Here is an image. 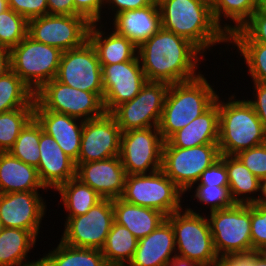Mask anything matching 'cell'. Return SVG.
<instances>
[{
    "label": "cell",
    "instance_id": "6da1fadb",
    "mask_svg": "<svg viewBox=\"0 0 266 266\" xmlns=\"http://www.w3.org/2000/svg\"><path fill=\"white\" fill-rule=\"evenodd\" d=\"M147 81L174 84L192 80L201 50L188 39L161 28L138 47ZM196 75V76H195Z\"/></svg>",
    "mask_w": 266,
    "mask_h": 266
},
{
    "label": "cell",
    "instance_id": "7a4b0ae2",
    "mask_svg": "<svg viewBox=\"0 0 266 266\" xmlns=\"http://www.w3.org/2000/svg\"><path fill=\"white\" fill-rule=\"evenodd\" d=\"M162 28L182 36L202 52L229 36L214 21L211 4L205 0H157Z\"/></svg>",
    "mask_w": 266,
    "mask_h": 266
},
{
    "label": "cell",
    "instance_id": "3957f363",
    "mask_svg": "<svg viewBox=\"0 0 266 266\" xmlns=\"http://www.w3.org/2000/svg\"><path fill=\"white\" fill-rule=\"evenodd\" d=\"M217 94L203 75L184 82L170 84L158 129L164 141L204 113Z\"/></svg>",
    "mask_w": 266,
    "mask_h": 266
},
{
    "label": "cell",
    "instance_id": "277c9868",
    "mask_svg": "<svg viewBox=\"0 0 266 266\" xmlns=\"http://www.w3.org/2000/svg\"><path fill=\"white\" fill-rule=\"evenodd\" d=\"M266 143V128L247 100L219 103L220 155H236Z\"/></svg>",
    "mask_w": 266,
    "mask_h": 266
},
{
    "label": "cell",
    "instance_id": "5b68a950",
    "mask_svg": "<svg viewBox=\"0 0 266 266\" xmlns=\"http://www.w3.org/2000/svg\"><path fill=\"white\" fill-rule=\"evenodd\" d=\"M180 211L166 217L173 227L175 245L180 252L176 256L194 261L200 266L217 264L219 257L214 249L208 219L190 208L182 215Z\"/></svg>",
    "mask_w": 266,
    "mask_h": 266
},
{
    "label": "cell",
    "instance_id": "8992f818",
    "mask_svg": "<svg viewBox=\"0 0 266 266\" xmlns=\"http://www.w3.org/2000/svg\"><path fill=\"white\" fill-rule=\"evenodd\" d=\"M62 51L28 35L10 50L11 70L36 93L58 72Z\"/></svg>",
    "mask_w": 266,
    "mask_h": 266
},
{
    "label": "cell",
    "instance_id": "52a82bcc",
    "mask_svg": "<svg viewBox=\"0 0 266 266\" xmlns=\"http://www.w3.org/2000/svg\"><path fill=\"white\" fill-rule=\"evenodd\" d=\"M182 193L184 192L160 169L149 174L127 175L120 198L170 216L175 211L182 210L180 204Z\"/></svg>",
    "mask_w": 266,
    "mask_h": 266
},
{
    "label": "cell",
    "instance_id": "ba28073f",
    "mask_svg": "<svg viewBox=\"0 0 266 266\" xmlns=\"http://www.w3.org/2000/svg\"><path fill=\"white\" fill-rule=\"evenodd\" d=\"M34 110H49L87 121L103 116V100L93 92L65 85L55 78L35 93Z\"/></svg>",
    "mask_w": 266,
    "mask_h": 266
},
{
    "label": "cell",
    "instance_id": "9c48e42d",
    "mask_svg": "<svg viewBox=\"0 0 266 266\" xmlns=\"http://www.w3.org/2000/svg\"><path fill=\"white\" fill-rule=\"evenodd\" d=\"M219 158L218 144L179 148L167 140L163 144L161 170L183 192H186Z\"/></svg>",
    "mask_w": 266,
    "mask_h": 266
},
{
    "label": "cell",
    "instance_id": "30bf717a",
    "mask_svg": "<svg viewBox=\"0 0 266 266\" xmlns=\"http://www.w3.org/2000/svg\"><path fill=\"white\" fill-rule=\"evenodd\" d=\"M208 221L218 257L252 251L251 204L235 203L212 211Z\"/></svg>",
    "mask_w": 266,
    "mask_h": 266
},
{
    "label": "cell",
    "instance_id": "8fae6325",
    "mask_svg": "<svg viewBox=\"0 0 266 266\" xmlns=\"http://www.w3.org/2000/svg\"><path fill=\"white\" fill-rule=\"evenodd\" d=\"M169 86L166 82L147 81L131 101L117 106L110 114L121 132L158 127Z\"/></svg>",
    "mask_w": 266,
    "mask_h": 266
},
{
    "label": "cell",
    "instance_id": "7c38bea8",
    "mask_svg": "<svg viewBox=\"0 0 266 266\" xmlns=\"http://www.w3.org/2000/svg\"><path fill=\"white\" fill-rule=\"evenodd\" d=\"M91 23L82 15H44L28 21L27 35L60 49L79 48L88 40Z\"/></svg>",
    "mask_w": 266,
    "mask_h": 266
},
{
    "label": "cell",
    "instance_id": "4fadbf2b",
    "mask_svg": "<svg viewBox=\"0 0 266 266\" xmlns=\"http://www.w3.org/2000/svg\"><path fill=\"white\" fill-rule=\"evenodd\" d=\"M163 144L158 127L122 132L120 159L126 174H146L149 167L150 173L160 170Z\"/></svg>",
    "mask_w": 266,
    "mask_h": 266
},
{
    "label": "cell",
    "instance_id": "5bb4252c",
    "mask_svg": "<svg viewBox=\"0 0 266 266\" xmlns=\"http://www.w3.org/2000/svg\"><path fill=\"white\" fill-rule=\"evenodd\" d=\"M55 79L72 88L104 95L102 66L87 40L81 47L62 52Z\"/></svg>",
    "mask_w": 266,
    "mask_h": 266
},
{
    "label": "cell",
    "instance_id": "9a60e30c",
    "mask_svg": "<svg viewBox=\"0 0 266 266\" xmlns=\"http://www.w3.org/2000/svg\"><path fill=\"white\" fill-rule=\"evenodd\" d=\"M62 242L79 248L101 250L114 222L113 200L102 199L86 214L69 217Z\"/></svg>",
    "mask_w": 266,
    "mask_h": 266
},
{
    "label": "cell",
    "instance_id": "2e32d148",
    "mask_svg": "<svg viewBox=\"0 0 266 266\" xmlns=\"http://www.w3.org/2000/svg\"><path fill=\"white\" fill-rule=\"evenodd\" d=\"M101 66L106 113H111L120 104L131 101L147 82L138 55L127 62Z\"/></svg>",
    "mask_w": 266,
    "mask_h": 266
},
{
    "label": "cell",
    "instance_id": "e0dca14e",
    "mask_svg": "<svg viewBox=\"0 0 266 266\" xmlns=\"http://www.w3.org/2000/svg\"><path fill=\"white\" fill-rule=\"evenodd\" d=\"M121 133L120 127L110 113L84 121L76 167L80 163L120 156Z\"/></svg>",
    "mask_w": 266,
    "mask_h": 266
},
{
    "label": "cell",
    "instance_id": "ac0fdd59",
    "mask_svg": "<svg viewBox=\"0 0 266 266\" xmlns=\"http://www.w3.org/2000/svg\"><path fill=\"white\" fill-rule=\"evenodd\" d=\"M38 191L0 194V220L4 227L30 231L37 237L45 204Z\"/></svg>",
    "mask_w": 266,
    "mask_h": 266
},
{
    "label": "cell",
    "instance_id": "d6986e66",
    "mask_svg": "<svg viewBox=\"0 0 266 266\" xmlns=\"http://www.w3.org/2000/svg\"><path fill=\"white\" fill-rule=\"evenodd\" d=\"M126 176L120 156L80 163L76 167V178L91 187L103 199L120 198L124 190Z\"/></svg>",
    "mask_w": 266,
    "mask_h": 266
},
{
    "label": "cell",
    "instance_id": "ffe728a7",
    "mask_svg": "<svg viewBox=\"0 0 266 266\" xmlns=\"http://www.w3.org/2000/svg\"><path fill=\"white\" fill-rule=\"evenodd\" d=\"M40 161L37 167L41 183L47 189H57L61 184L76 177L75 161L64 153L56 140L43 131L39 141Z\"/></svg>",
    "mask_w": 266,
    "mask_h": 266
},
{
    "label": "cell",
    "instance_id": "44dd1931",
    "mask_svg": "<svg viewBox=\"0 0 266 266\" xmlns=\"http://www.w3.org/2000/svg\"><path fill=\"white\" fill-rule=\"evenodd\" d=\"M114 17L115 32L129 39L137 47L162 28L157 0L139 9L117 13Z\"/></svg>",
    "mask_w": 266,
    "mask_h": 266
},
{
    "label": "cell",
    "instance_id": "7402d4cb",
    "mask_svg": "<svg viewBox=\"0 0 266 266\" xmlns=\"http://www.w3.org/2000/svg\"><path fill=\"white\" fill-rule=\"evenodd\" d=\"M174 230L166 219L153 232L138 240L129 266H165L176 257ZM174 250V251H173Z\"/></svg>",
    "mask_w": 266,
    "mask_h": 266
},
{
    "label": "cell",
    "instance_id": "603a6c76",
    "mask_svg": "<svg viewBox=\"0 0 266 266\" xmlns=\"http://www.w3.org/2000/svg\"><path fill=\"white\" fill-rule=\"evenodd\" d=\"M34 117L43 131L52 136L58 146L75 162L78 160L84 121L76 124L77 118L49 110H34Z\"/></svg>",
    "mask_w": 266,
    "mask_h": 266
},
{
    "label": "cell",
    "instance_id": "cb8c5ba5",
    "mask_svg": "<svg viewBox=\"0 0 266 266\" xmlns=\"http://www.w3.org/2000/svg\"><path fill=\"white\" fill-rule=\"evenodd\" d=\"M219 97L199 117L174 133L168 141L179 148H191L205 144H218Z\"/></svg>",
    "mask_w": 266,
    "mask_h": 266
},
{
    "label": "cell",
    "instance_id": "d4e9b609",
    "mask_svg": "<svg viewBox=\"0 0 266 266\" xmlns=\"http://www.w3.org/2000/svg\"><path fill=\"white\" fill-rule=\"evenodd\" d=\"M113 208L114 221L125 226L138 240L153 232L167 217L156 209L131 204L121 198L113 199Z\"/></svg>",
    "mask_w": 266,
    "mask_h": 266
},
{
    "label": "cell",
    "instance_id": "484cf974",
    "mask_svg": "<svg viewBox=\"0 0 266 266\" xmlns=\"http://www.w3.org/2000/svg\"><path fill=\"white\" fill-rule=\"evenodd\" d=\"M45 188L37 168L22 162L9 152H0V194L37 191Z\"/></svg>",
    "mask_w": 266,
    "mask_h": 266
},
{
    "label": "cell",
    "instance_id": "4316f807",
    "mask_svg": "<svg viewBox=\"0 0 266 266\" xmlns=\"http://www.w3.org/2000/svg\"><path fill=\"white\" fill-rule=\"evenodd\" d=\"M97 23H91L88 31V41L95 48L101 65H111L133 60L138 47L129 39L115 31L104 37L102 31L96 29Z\"/></svg>",
    "mask_w": 266,
    "mask_h": 266
},
{
    "label": "cell",
    "instance_id": "83f0119b",
    "mask_svg": "<svg viewBox=\"0 0 266 266\" xmlns=\"http://www.w3.org/2000/svg\"><path fill=\"white\" fill-rule=\"evenodd\" d=\"M36 239L30 231L4 227L0 233V266H39L40 259L27 264L22 262Z\"/></svg>",
    "mask_w": 266,
    "mask_h": 266
},
{
    "label": "cell",
    "instance_id": "f1b7e54d",
    "mask_svg": "<svg viewBox=\"0 0 266 266\" xmlns=\"http://www.w3.org/2000/svg\"><path fill=\"white\" fill-rule=\"evenodd\" d=\"M40 266H109L101 250L79 248L60 241L58 247L40 259Z\"/></svg>",
    "mask_w": 266,
    "mask_h": 266
},
{
    "label": "cell",
    "instance_id": "f546056e",
    "mask_svg": "<svg viewBox=\"0 0 266 266\" xmlns=\"http://www.w3.org/2000/svg\"><path fill=\"white\" fill-rule=\"evenodd\" d=\"M138 239L115 221L112 224L101 252L109 266H126L137 248Z\"/></svg>",
    "mask_w": 266,
    "mask_h": 266
},
{
    "label": "cell",
    "instance_id": "4dcf8cb0",
    "mask_svg": "<svg viewBox=\"0 0 266 266\" xmlns=\"http://www.w3.org/2000/svg\"><path fill=\"white\" fill-rule=\"evenodd\" d=\"M56 190L61 194L66 210L70 212L67 219L86 214L103 199L91 187L83 184L76 177L61 184Z\"/></svg>",
    "mask_w": 266,
    "mask_h": 266
},
{
    "label": "cell",
    "instance_id": "1f68e13d",
    "mask_svg": "<svg viewBox=\"0 0 266 266\" xmlns=\"http://www.w3.org/2000/svg\"><path fill=\"white\" fill-rule=\"evenodd\" d=\"M35 107V93L12 70L0 76V113Z\"/></svg>",
    "mask_w": 266,
    "mask_h": 266
},
{
    "label": "cell",
    "instance_id": "d6a6232c",
    "mask_svg": "<svg viewBox=\"0 0 266 266\" xmlns=\"http://www.w3.org/2000/svg\"><path fill=\"white\" fill-rule=\"evenodd\" d=\"M224 164L228 173V188L235 203H243L244 197L239 198L241 194L260 190L261 180L251 173L235 155H224Z\"/></svg>",
    "mask_w": 266,
    "mask_h": 266
},
{
    "label": "cell",
    "instance_id": "836d02e7",
    "mask_svg": "<svg viewBox=\"0 0 266 266\" xmlns=\"http://www.w3.org/2000/svg\"><path fill=\"white\" fill-rule=\"evenodd\" d=\"M257 6L258 0H213L211 11L214 21L221 29V13L236 22V25L232 27L224 25L223 31L229 36L250 19L251 15L256 12Z\"/></svg>",
    "mask_w": 266,
    "mask_h": 266
},
{
    "label": "cell",
    "instance_id": "e575fe53",
    "mask_svg": "<svg viewBox=\"0 0 266 266\" xmlns=\"http://www.w3.org/2000/svg\"><path fill=\"white\" fill-rule=\"evenodd\" d=\"M40 135L41 124L33 117L21 130L8 152L22 162L37 168L40 161Z\"/></svg>",
    "mask_w": 266,
    "mask_h": 266
},
{
    "label": "cell",
    "instance_id": "d590c367",
    "mask_svg": "<svg viewBox=\"0 0 266 266\" xmlns=\"http://www.w3.org/2000/svg\"><path fill=\"white\" fill-rule=\"evenodd\" d=\"M34 117V107H23L0 113V152H8L21 130Z\"/></svg>",
    "mask_w": 266,
    "mask_h": 266
},
{
    "label": "cell",
    "instance_id": "8d00e7d4",
    "mask_svg": "<svg viewBox=\"0 0 266 266\" xmlns=\"http://www.w3.org/2000/svg\"><path fill=\"white\" fill-rule=\"evenodd\" d=\"M28 21L8 8L0 13V47L11 50L26 36Z\"/></svg>",
    "mask_w": 266,
    "mask_h": 266
},
{
    "label": "cell",
    "instance_id": "74e56055",
    "mask_svg": "<svg viewBox=\"0 0 266 266\" xmlns=\"http://www.w3.org/2000/svg\"><path fill=\"white\" fill-rule=\"evenodd\" d=\"M248 64L253 81L266 84V44L260 42H234Z\"/></svg>",
    "mask_w": 266,
    "mask_h": 266
},
{
    "label": "cell",
    "instance_id": "f35d334b",
    "mask_svg": "<svg viewBox=\"0 0 266 266\" xmlns=\"http://www.w3.org/2000/svg\"><path fill=\"white\" fill-rule=\"evenodd\" d=\"M228 40L231 41V43L260 42L266 44V18L254 12L250 19L239 30L229 35Z\"/></svg>",
    "mask_w": 266,
    "mask_h": 266
},
{
    "label": "cell",
    "instance_id": "ab89813d",
    "mask_svg": "<svg viewBox=\"0 0 266 266\" xmlns=\"http://www.w3.org/2000/svg\"><path fill=\"white\" fill-rule=\"evenodd\" d=\"M195 192L196 199L205 204H210L211 212L225 209L235 204L228 186L198 185Z\"/></svg>",
    "mask_w": 266,
    "mask_h": 266
},
{
    "label": "cell",
    "instance_id": "60d3db41",
    "mask_svg": "<svg viewBox=\"0 0 266 266\" xmlns=\"http://www.w3.org/2000/svg\"><path fill=\"white\" fill-rule=\"evenodd\" d=\"M252 251H260L266 246V205L251 204Z\"/></svg>",
    "mask_w": 266,
    "mask_h": 266
},
{
    "label": "cell",
    "instance_id": "b9f144b4",
    "mask_svg": "<svg viewBox=\"0 0 266 266\" xmlns=\"http://www.w3.org/2000/svg\"><path fill=\"white\" fill-rule=\"evenodd\" d=\"M260 180L266 177V143L235 155Z\"/></svg>",
    "mask_w": 266,
    "mask_h": 266
},
{
    "label": "cell",
    "instance_id": "7bdbcfd3",
    "mask_svg": "<svg viewBox=\"0 0 266 266\" xmlns=\"http://www.w3.org/2000/svg\"><path fill=\"white\" fill-rule=\"evenodd\" d=\"M8 7L27 21L48 15L47 0H7Z\"/></svg>",
    "mask_w": 266,
    "mask_h": 266
},
{
    "label": "cell",
    "instance_id": "ee69618b",
    "mask_svg": "<svg viewBox=\"0 0 266 266\" xmlns=\"http://www.w3.org/2000/svg\"><path fill=\"white\" fill-rule=\"evenodd\" d=\"M198 185L228 186V173L224 164V155L207 168L200 176Z\"/></svg>",
    "mask_w": 266,
    "mask_h": 266
},
{
    "label": "cell",
    "instance_id": "f6af8a7d",
    "mask_svg": "<svg viewBox=\"0 0 266 266\" xmlns=\"http://www.w3.org/2000/svg\"><path fill=\"white\" fill-rule=\"evenodd\" d=\"M105 0H73L75 9L90 23L100 20V9Z\"/></svg>",
    "mask_w": 266,
    "mask_h": 266
},
{
    "label": "cell",
    "instance_id": "bcb514c9",
    "mask_svg": "<svg viewBox=\"0 0 266 266\" xmlns=\"http://www.w3.org/2000/svg\"><path fill=\"white\" fill-rule=\"evenodd\" d=\"M257 99L247 100L259 117L263 126L266 128V84L254 81Z\"/></svg>",
    "mask_w": 266,
    "mask_h": 266
},
{
    "label": "cell",
    "instance_id": "7dc6e473",
    "mask_svg": "<svg viewBox=\"0 0 266 266\" xmlns=\"http://www.w3.org/2000/svg\"><path fill=\"white\" fill-rule=\"evenodd\" d=\"M218 263L221 266H253V251L222 255Z\"/></svg>",
    "mask_w": 266,
    "mask_h": 266
},
{
    "label": "cell",
    "instance_id": "c3c4849f",
    "mask_svg": "<svg viewBox=\"0 0 266 266\" xmlns=\"http://www.w3.org/2000/svg\"><path fill=\"white\" fill-rule=\"evenodd\" d=\"M49 15H81L73 0H47Z\"/></svg>",
    "mask_w": 266,
    "mask_h": 266
},
{
    "label": "cell",
    "instance_id": "681fc988",
    "mask_svg": "<svg viewBox=\"0 0 266 266\" xmlns=\"http://www.w3.org/2000/svg\"><path fill=\"white\" fill-rule=\"evenodd\" d=\"M155 0H105V3L114 4L113 7L117 8L116 13H121L126 10H135L148 5H151Z\"/></svg>",
    "mask_w": 266,
    "mask_h": 266
},
{
    "label": "cell",
    "instance_id": "f907efd6",
    "mask_svg": "<svg viewBox=\"0 0 266 266\" xmlns=\"http://www.w3.org/2000/svg\"><path fill=\"white\" fill-rule=\"evenodd\" d=\"M11 70L10 50L0 47V76Z\"/></svg>",
    "mask_w": 266,
    "mask_h": 266
},
{
    "label": "cell",
    "instance_id": "816d5d0a",
    "mask_svg": "<svg viewBox=\"0 0 266 266\" xmlns=\"http://www.w3.org/2000/svg\"><path fill=\"white\" fill-rule=\"evenodd\" d=\"M260 191H261V194L263 195V197L260 196L259 198H254L252 196L251 197L246 196L245 199H243V203L244 204L258 203L261 205H266V177L261 179Z\"/></svg>",
    "mask_w": 266,
    "mask_h": 266
},
{
    "label": "cell",
    "instance_id": "f5cc1de1",
    "mask_svg": "<svg viewBox=\"0 0 266 266\" xmlns=\"http://www.w3.org/2000/svg\"><path fill=\"white\" fill-rule=\"evenodd\" d=\"M165 266H200V265L194 261L183 259L176 256L172 260L167 262Z\"/></svg>",
    "mask_w": 266,
    "mask_h": 266
},
{
    "label": "cell",
    "instance_id": "db71d44e",
    "mask_svg": "<svg viewBox=\"0 0 266 266\" xmlns=\"http://www.w3.org/2000/svg\"><path fill=\"white\" fill-rule=\"evenodd\" d=\"M253 266H266V259L258 251H253Z\"/></svg>",
    "mask_w": 266,
    "mask_h": 266
},
{
    "label": "cell",
    "instance_id": "11a10c76",
    "mask_svg": "<svg viewBox=\"0 0 266 266\" xmlns=\"http://www.w3.org/2000/svg\"><path fill=\"white\" fill-rule=\"evenodd\" d=\"M256 12L266 18V0H258V6Z\"/></svg>",
    "mask_w": 266,
    "mask_h": 266
},
{
    "label": "cell",
    "instance_id": "9f6ffc18",
    "mask_svg": "<svg viewBox=\"0 0 266 266\" xmlns=\"http://www.w3.org/2000/svg\"><path fill=\"white\" fill-rule=\"evenodd\" d=\"M8 8V3H0V13Z\"/></svg>",
    "mask_w": 266,
    "mask_h": 266
},
{
    "label": "cell",
    "instance_id": "6f0895ef",
    "mask_svg": "<svg viewBox=\"0 0 266 266\" xmlns=\"http://www.w3.org/2000/svg\"><path fill=\"white\" fill-rule=\"evenodd\" d=\"M265 259H266V246L263 247L260 251H258Z\"/></svg>",
    "mask_w": 266,
    "mask_h": 266
},
{
    "label": "cell",
    "instance_id": "680465c9",
    "mask_svg": "<svg viewBox=\"0 0 266 266\" xmlns=\"http://www.w3.org/2000/svg\"><path fill=\"white\" fill-rule=\"evenodd\" d=\"M4 229V226H3V224H2V222H1V220H0V233H1V231Z\"/></svg>",
    "mask_w": 266,
    "mask_h": 266
},
{
    "label": "cell",
    "instance_id": "91938a15",
    "mask_svg": "<svg viewBox=\"0 0 266 266\" xmlns=\"http://www.w3.org/2000/svg\"><path fill=\"white\" fill-rule=\"evenodd\" d=\"M0 3H8L7 0H0Z\"/></svg>",
    "mask_w": 266,
    "mask_h": 266
},
{
    "label": "cell",
    "instance_id": "94428289",
    "mask_svg": "<svg viewBox=\"0 0 266 266\" xmlns=\"http://www.w3.org/2000/svg\"><path fill=\"white\" fill-rule=\"evenodd\" d=\"M205 1H207L210 4L213 2V0H205Z\"/></svg>",
    "mask_w": 266,
    "mask_h": 266
},
{
    "label": "cell",
    "instance_id": "6125c7cd",
    "mask_svg": "<svg viewBox=\"0 0 266 266\" xmlns=\"http://www.w3.org/2000/svg\"><path fill=\"white\" fill-rule=\"evenodd\" d=\"M212 266H221L219 263H217V264H214V265H212Z\"/></svg>",
    "mask_w": 266,
    "mask_h": 266
}]
</instances>
